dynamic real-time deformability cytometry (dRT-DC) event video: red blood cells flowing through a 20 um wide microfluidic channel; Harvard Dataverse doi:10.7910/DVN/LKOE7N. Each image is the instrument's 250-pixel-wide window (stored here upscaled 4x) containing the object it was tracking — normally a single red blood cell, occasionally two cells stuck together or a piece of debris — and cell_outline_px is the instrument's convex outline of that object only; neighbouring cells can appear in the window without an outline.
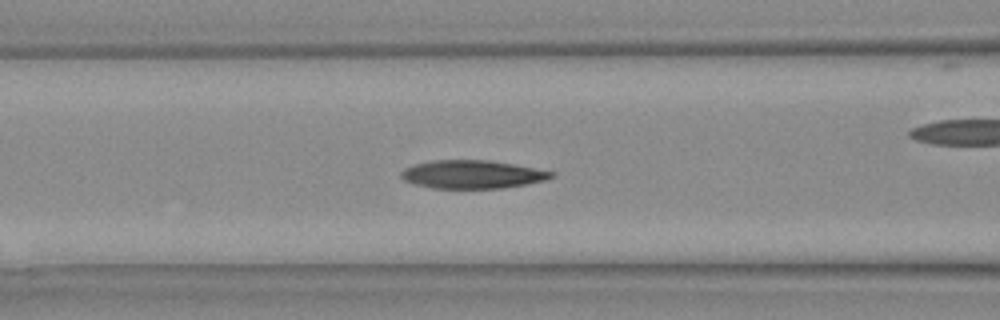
{"species": "Egyptian fruit bat (a non-hibernating species)", "species_latin": "Rousettus aegyptiacus", "temperature_condition": "warm", "stored_images_in_passage": 23, "camera_frame_rate_fps": 3000, "um_per_image_px": 0.085, "animal": {"sex": "female"}, "frame": {"image": 1, "passage_image": 14, "time_ms": 4.333, "image_size_px": [1000, 320], "cell_outline_px": [[556, 172], [552, 176], [544, 180], [528, 184], [504, 188], [432, 188], [416, 184], [404, 180], [400, 176], [400, 172], [404, 168], [416, 164], [436, 160], [488, 160], [512, 164]], "centroid_in_image_um": [40.13, 14.82], "position_along_channel_um": 126.5, "area_um2": 24.51}}